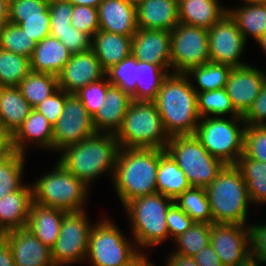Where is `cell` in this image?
<instances>
[{
  "label": "cell",
  "mask_w": 266,
  "mask_h": 266,
  "mask_svg": "<svg viewBox=\"0 0 266 266\" xmlns=\"http://www.w3.org/2000/svg\"><path fill=\"white\" fill-rule=\"evenodd\" d=\"M210 62L241 67L238 58L245 45V38L229 13L208 30Z\"/></svg>",
  "instance_id": "obj_14"
},
{
  "label": "cell",
  "mask_w": 266,
  "mask_h": 266,
  "mask_svg": "<svg viewBox=\"0 0 266 266\" xmlns=\"http://www.w3.org/2000/svg\"><path fill=\"white\" fill-rule=\"evenodd\" d=\"M168 266H198L193 257H186L180 254H171Z\"/></svg>",
  "instance_id": "obj_56"
},
{
  "label": "cell",
  "mask_w": 266,
  "mask_h": 266,
  "mask_svg": "<svg viewBox=\"0 0 266 266\" xmlns=\"http://www.w3.org/2000/svg\"><path fill=\"white\" fill-rule=\"evenodd\" d=\"M148 259L144 258L140 263H138L136 266H152L151 263L147 261Z\"/></svg>",
  "instance_id": "obj_63"
},
{
  "label": "cell",
  "mask_w": 266,
  "mask_h": 266,
  "mask_svg": "<svg viewBox=\"0 0 266 266\" xmlns=\"http://www.w3.org/2000/svg\"><path fill=\"white\" fill-rule=\"evenodd\" d=\"M174 203L194 222L213 223L205 188L190 187L174 199Z\"/></svg>",
  "instance_id": "obj_34"
},
{
  "label": "cell",
  "mask_w": 266,
  "mask_h": 266,
  "mask_svg": "<svg viewBox=\"0 0 266 266\" xmlns=\"http://www.w3.org/2000/svg\"><path fill=\"white\" fill-rule=\"evenodd\" d=\"M254 256L249 255L245 260H243L242 262H240L237 266H258L256 263L257 259H255Z\"/></svg>",
  "instance_id": "obj_60"
},
{
  "label": "cell",
  "mask_w": 266,
  "mask_h": 266,
  "mask_svg": "<svg viewBox=\"0 0 266 266\" xmlns=\"http://www.w3.org/2000/svg\"><path fill=\"white\" fill-rule=\"evenodd\" d=\"M136 64L137 59L131 54L108 69L105 72V77L109 76L108 82L111 85L121 88L131 96L135 92L137 85Z\"/></svg>",
  "instance_id": "obj_42"
},
{
  "label": "cell",
  "mask_w": 266,
  "mask_h": 266,
  "mask_svg": "<svg viewBox=\"0 0 266 266\" xmlns=\"http://www.w3.org/2000/svg\"><path fill=\"white\" fill-rule=\"evenodd\" d=\"M23 155L13 151L7 158L0 161V200L8 193L17 191L23 186L20 184Z\"/></svg>",
  "instance_id": "obj_41"
},
{
  "label": "cell",
  "mask_w": 266,
  "mask_h": 266,
  "mask_svg": "<svg viewBox=\"0 0 266 266\" xmlns=\"http://www.w3.org/2000/svg\"><path fill=\"white\" fill-rule=\"evenodd\" d=\"M242 118L243 123L245 121L247 125H266L265 122L263 123V119L266 118V80L259 95Z\"/></svg>",
  "instance_id": "obj_52"
},
{
  "label": "cell",
  "mask_w": 266,
  "mask_h": 266,
  "mask_svg": "<svg viewBox=\"0 0 266 266\" xmlns=\"http://www.w3.org/2000/svg\"><path fill=\"white\" fill-rule=\"evenodd\" d=\"M72 53L55 37L38 42L30 59L31 71L58 76Z\"/></svg>",
  "instance_id": "obj_24"
},
{
  "label": "cell",
  "mask_w": 266,
  "mask_h": 266,
  "mask_svg": "<svg viewBox=\"0 0 266 266\" xmlns=\"http://www.w3.org/2000/svg\"><path fill=\"white\" fill-rule=\"evenodd\" d=\"M33 202V188L22 186L0 200V231L26 228Z\"/></svg>",
  "instance_id": "obj_22"
},
{
  "label": "cell",
  "mask_w": 266,
  "mask_h": 266,
  "mask_svg": "<svg viewBox=\"0 0 266 266\" xmlns=\"http://www.w3.org/2000/svg\"><path fill=\"white\" fill-rule=\"evenodd\" d=\"M96 133L92 116L75 93H66L62 114L53 125V149L81 142Z\"/></svg>",
  "instance_id": "obj_12"
},
{
  "label": "cell",
  "mask_w": 266,
  "mask_h": 266,
  "mask_svg": "<svg viewBox=\"0 0 266 266\" xmlns=\"http://www.w3.org/2000/svg\"><path fill=\"white\" fill-rule=\"evenodd\" d=\"M165 150L185 173L191 187H208L225 166L194 134L170 137Z\"/></svg>",
  "instance_id": "obj_6"
},
{
  "label": "cell",
  "mask_w": 266,
  "mask_h": 266,
  "mask_svg": "<svg viewBox=\"0 0 266 266\" xmlns=\"http://www.w3.org/2000/svg\"><path fill=\"white\" fill-rule=\"evenodd\" d=\"M245 129L240 130L235 121L207 116L194 135L212 156L225 165H234L244 151Z\"/></svg>",
  "instance_id": "obj_10"
},
{
  "label": "cell",
  "mask_w": 266,
  "mask_h": 266,
  "mask_svg": "<svg viewBox=\"0 0 266 266\" xmlns=\"http://www.w3.org/2000/svg\"><path fill=\"white\" fill-rule=\"evenodd\" d=\"M173 203L174 199L157 192L134 198L124 205L133 220L137 243L153 246L169 236L166 216Z\"/></svg>",
  "instance_id": "obj_7"
},
{
  "label": "cell",
  "mask_w": 266,
  "mask_h": 266,
  "mask_svg": "<svg viewBox=\"0 0 266 266\" xmlns=\"http://www.w3.org/2000/svg\"><path fill=\"white\" fill-rule=\"evenodd\" d=\"M65 99L66 92L61 88H58L33 109L42 114L52 125H54L63 112Z\"/></svg>",
  "instance_id": "obj_48"
},
{
  "label": "cell",
  "mask_w": 266,
  "mask_h": 266,
  "mask_svg": "<svg viewBox=\"0 0 266 266\" xmlns=\"http://www.w3.org/2000/svg\"><path fill=\"white\" fill-rule=\"evenodd\" d=\"M265 80L264 73L249 65L231 69L225 88L235 110L241 116L253 104Z\"/></svg>",
  "instance_id": "obj_17"
},
{
  "label": "cell",
  "mask_w": 266,
  "mask_h": 266,
  "mask_svg": "<svg viewBox=\"0 0 266 266\" xmlns=\"http://www.w3.org/2000/svg\"><path fill=\"white\" fill-rule=\"evenodd\" d=\"M171 66L175 73L210 62L208 30L178 23L170 32Z\"/></svg>",
  "instance_id": "obj_11"
},
{
  "label": "cell",
  "mask_w": 266,
  "mask_h": 266,
  "mask_svg": "<svg viewBox=\"0 0 266 266\" xmlns=\"http://www.w3.org/2000/svg\"><path fill=\"white\" fill-rule=\"evenodd\" d=\"M234 19L243 37L247 38V33L253 35L258 40L266 33V2L246 5L234 12L228 11Z\"/></svg>",
  "instance_id": "obj_35"
},
{
  "label": "cell",
  "mask_w": 266,
  "mask_h": 266,
  "mask_svg": "<svg viewBox=\"0 0 266 266\" xmlns=\"http://www.w3.org/2000/svg\"><path fill=\"white\" fill-rule=\"evenodd\" d=\"M103 76L105 71L90 48L71 55L58 75V87L66 93H76L88 84L102 80Z\"/></svg>",
  "instance_id": "obj_16"
},
{
  "label": "cell",
  "mask_w": 266,
  "mask_h": 266,
  "mask_svg": "<svg viewBox=\"0 0 266 266\" xmlns=\"http://www.w3.org/2000/svg\"><path fill=\"white\" fill-rule=\"evenodd\" d=\"M129 245L115 225L104 221L91 227L87 254L93 266H136L145 257Z\"/></svg>",
  "instance_id": "obj_9"
},
{
  "label": "cell",
  "mask_w": 266,
  "mask_h": 266,
  "mask_svg": "<svg viewBox=\"0 0 266 266\" xmlns=\"http://www.w3.org/2000/svg\"><path fill=\"white\" fill-rule=\"evenodd\" d=\"M98 17L102 31L133 37L138 30L136 6L124 0H103Z\"/></svg>",
  "instance_id": "obj_20"
},
{
  "label": "cell",
  "mask_w": 266,
  "mask_h": 266,
  "mask_svg": "<svg viewBox=\"0 0 266 266\" xmlns=\"http://www.w3.org/2000/svg\"><path fill=\"white\" fill-rule=\"evenodd\" d=\"M55 169L54 172L36 181L33 187V202L66 212L83 211L81 205L86 197L87 185L60 163Z\"/></svg>",
  "instance_id": "obj_8"
},
{
  "label": "cell",
  "mask_w": 266,
  "mask_h": 266,
  "mask_svg": "<svg viewBox=\"0 0 266 266\" xmlns=\"http://www.w3.org/2000/svg\"><path fill=\"white\" fill-rule=\"evenodd\" d=\"M9 0H0V28L9 21Z\"/></svg>",
  "instance_id": "obj_58"
},
{
  "label": "cell",
  "mask_w": 266,
  "mask_h": 266,
  "mask_svg": "<svg viewBox=\"0 0 266 266\" xmlns=\"http://www.w3.org/2000/svg\"><path fill=\"white\" fill-rule=\"evenodd\" d=\"M86 220L83 211L67 212L64 215L59 235L51 249L55 266L73 263L85 257L91 230Z\"/></svg>",
  "instance_id": "obj_13"
},
{
  "label": "cell",
  "mask_w": 266,
  "mask_h": 266,
  "mask_svg": "<svg viewBox=\"0 0 266 266\" xmlns=\"http://www.w3.org/2000/svg\"><path fill=\"white\" fill-rule=\"evenodd\" d=\"M32 109L17 86L0 87V127L11 136Z\"/></svg>",
  "instance_id": "obj_26"
},
{
  "label": "cell",
  "mask_w": 266,
  "mask_h": 266,
  "mask_svg": "<svg viewBox=\"0 0 266 266\" xmlns=\"http://www.w3.org/2000/svg\"><path fill=\"white\" fill-rule=\"evenodd\" d=\"M191 186L185 173L174 159L166 152L159 161L157 168V192L175 199Z\"/></svg>",
  "instance_id": "obj_30"
},
{
  "label": "cell",
  "mask_w": 266,
  "mask_h": 266,
  "mask_svg": "<svg viewBox=\"0 0 266 266\" xmlns=\"http://www.w3.org/2000/svg\"><path fill=\"white\" fill-rule=\"evenodd\" d=\"M25 138L28 140L37 139L41 145L53 149V125L42 114L32 109L23 124L12 135L13 151L24 153L22 143H24Z\"/></svg>",
  "instance_id": "obj_29"
},
{
  "label": "cell",
  "mask_w": 266,
  "mask_h": 266,
  "mask_svg": "<svg viewBox=\"0 0 266 266\" xmlns=\"http://www.w3.org/2000/svg\"><path fill=\"white\" fill-rule=\"evenodd\" d=\"M243 228L240 224H211L210 244L223 266H237L250 255L249 249L246 248L247 240H250L249 228L245 231Z\"/></svg>",
  "instance_id": "obj_15"
},
{
  "label": "cell",
  "mask_w": 266,
  "mask_h": 266,
  "mask_svg": "<svg viewBox=\"0 0 266 266\" xmlns=\"http://www.w3.org/2000/svg\"><path fill=\"white\" fill-rule=\"evenodd\" d=\"M193 258L198 266H223L222 261L211 244H208L207 247L203 248Z\"/></svg>",
  "instance_id": "obj_54"
},
{
  "label": "cell",
  "mask_w": 266,
  "mask_h": 266,
  "mask_svg": "<svg viewBox=\"0 0 266 266\" xmlns=\"http://www.w3.org/2000/svg\"><path fill=\"white\" fill-rule=\"evenodd\" d=\"M6 243L15 266H55L51 249L26 228L6 232Z\"/></svg>",
  "instance_id": "obj_19"
},
{
  "label": "cell",
  "mask_w": 266,
  "mask_h": 266,
  "mask_svg": "<svg viewBox=\"0 0 266 266\" xmlns=\"http://www.w3.org/2000/svg\"><path fill=\"white\" fill-rule=\"evenodd\" d=\"M162 69L164 70V68L160 65H154L146 61L137 60V85L135 92L131 95L132 100L154 101L156 99L162 81L167 76L164 72L161 71ZM148 78H151L152 80L149 79L148 81L150 82H146Z\"/></svg>",
  "instance_id": "obj_32"
},
{
  "label": "cell",
  "mask_w": 266,
  "mask_h": 266,
  "mask_svg": "<svg viewBox=\"0 0 266 266\" xmlns=\"http://www.w3.org/2000/svg\"><path fill=\"white\" fill-rule=\"evenodd\" d=\"M179 23L209 30L224 15L217 0H183L179 5Z\"/></svg>",
  "instance_id": "obj_28"
},
{
  "label": "cell",
  "mask_w": 266,
  "mask_h": 266,
  "mask_svg": "<svg viewBox=\"0 0 266 266\" xmlns=\"http://www.w3.org/2000/svg\"><path fill=\"white\" fill-rule=\"evenodd\" d=\"M74 5L67 0H49L50 33L70 30Z\"/></svg>",
  "instance_id": "obj_46"
},
{
  "label": "cell",
  "mask_w": 266,
  "mask_h": 266,
  "mask_svg": "<svg viewBox=\"0 0 266 266\" xmlns=\"http://www.w3.org/2000/svg\"><path fill=\"white\" fill-rule=\"evenodd\" d=\"M171 1H173L179 5L183 0H171Z\"/></svg>",
  "instance_id": "obj_66"
},
{
  "label": "cell",
  "mask_w": 266,
  "mask_h": 266,
  "mask_svg": "<svg viewBox=\"0 0 266 266\" xmlns=\"http://www.w3.org/2000/svg\"><path fill=\"white\" fill-rule=\"evenodd\" d=\"M99 133L64 147L66 151L58 162L86 185L111 165L115 169L119 143L113 133Z\"/></svg>",
  "instance_id": "obj_3"
},
{
  "label": "cell",
  "mask_w": 266,
  "mask_h": 266,
  "mask_svg": "<svg viewBox=\"0 0 266 266\" xmlns=\"http://www.w3.org/2000/svg\"><path fill=\"white\" fill-rule=\"evenodd\" d=\"M247 185L250 201H266V163L252 160L243 154L234 164Z\"/></svg>",
  "instance_id": "obj_31"
},
{
  "label": "cell",
  "mask_w": 266,
  "mask_h": 266,
  "mask_svg": "<svg viewBox=\"0 0 266 266\" xmlns=\"http://www.w3.org/2000/svg\"><path fill=\"white\" fill-rule=\"evenodd\" d=\"M6 242V233L0 231V247Z\"/></svg>",
  "instance_id": "obj_62"
},
{
  "label": "cell",
  "mask_w": 266,
  "mask_h": 266,
  "mask_svg": "<svg viewBox=\"0 0 266 266\" xmlns=\"http://www.w3.org/2000/svg\"><path fill=\"white\" fill-rule=\"evenodd\" d=\"M71 25L93 36L99 30L98 8L76 5L72 11Z\"/></svg>",
  "instance_id": "obj_47"
},
{
  "label": "cell",
  "mask_w": 266,
  "mask_h": 266,
  "mask_svg": "<svg viewBox=\"0 0 266 266\" xmlns=\"http://www.w3.org/2000/svg\"><path fill=\"white\" fill-rule=\"evenodd\" d=\"M66 213V211L59 208L45 207L32 202L26 229L34 234L44 245L52 249Z\"/></svg>",
  "instance_id": "obj_23"
},
{
  "label": "cell",
  "mask_w": 266,
  "mask_h": 266,
  "mask_svg": "<svg viewBox=\"0 0 266 266\" xmlns=\"http://www.w3.org/2000/svg\"><path fill=\"white\" fill-rule=\"evenodd\" d=\"M247 126L244 133L243 155L266 163V125Z\"/></svg>",
  "instance_id": "obj_43"
},
{
  "label": "cell",
  "mask_w": 266,
  "mask_h": 266,
  "mask_svg": "<svg viewBox=\"0 0 266 266\" xmlns=\"http://www.w3.org/2000/svg\"><path fill=\"white\" fill-rule=\"evenodd\" d=\"M137 26L142 29H172L179 23L178 4L171 0H143L136 6Z\"/></svg>",
  "instance_id": "obj_21"
},
{
  "label": "cell",
  "mask_w": 266,
  "mask_h": 266,
  "mask_svg": "<svg viewBox=\"0 0 266 266\" xmlns=\"http://www.w3.org/2000/svg\"><path fill=\"white\" fill-rule=\"evenodd\" d=\"M67 1L74 6L82 5V6H91L94 8H98L103 0H67Z\"/></svg>",
  "instance_id": "obj_59"
},
{
  "label": "cell",
  "mask_w": 266,
  "mask_h": 266,
  "mask_svg": "<svg viewBox=\"0 0 266 266\" xmlns=\"http://www.w3.org/2000/svg\"><path fill=\"white\" fill-rule=\"evenodd\" d=\"M30 72V58L0 48V87L18 86Z\"/></svg>",
  "instance_id": "obj_36"
},
{
  "label": "cell",
  "mask_w": 266,
  "mask_h": 266,
  "mask_svg": "<svg viewBox=\"0 0 266 266\" xmlns=\"http://www.w3.org/2000/svg\"><path fill=\"white\" fill-rule=\"evenodd\" d=\"M93 40L92 50L105 72L131 55L132 37L98 30Z\"/></svg>",
  "instance_id": "obj_25"
},
{
  "label": "cell",
  "mask_w": 266,
  "mask_h": 266,
  "mask_svg": "<svg viewBox=\"0 0 266 266\" xmlns=\"http://www.w3.org/2000/svg\"><path fill=\"white\" fill-rule=\"evenodd\" d=\"M232 67L226 64L208 62L191 68L186 75L194 73V76L202 91L207 92L226 87L227 78Z\"/></svg>",
  "instance_id": "obj_39"
},
{
  "label": "cell",
  "mask_w": 266,
  "mask_h": 266,
  "mask_svg": "<svg viewBox=\"0 0 266 266\" xmlns=\"http://www.w3.org/2000/svg\"><path fill=\"white\" fill-rule=\"evenodd\" d=\"M154 102L169 138L195 134L200 118L197 112V90L188 82L185 74L167 75Z\"/></svg>",
  "instance_id": "obj_1"
},
{
  "label": "cell",
  "mask_w": 266,
  "mask_h": 266,
  "mask_svg": "<svg viewBox=\"0 0 266 266\" xmlns=\"http://www.w3.org/2000/svg\"><path fill=\"white\" fill-rule=\"evenodd\" d=\"M210 228L211 224L194 222L182 235L175 238L180 248L175 253L186 257L198 254L210 244Z\"/></svg>",
  "instance_id": "obj_40"
},
{
  "label": "cell",
  "mask_w": 266,
  "mask_h": 266,
  "mask_svg": "<svg viewBox=\"0 0 266 266\" xmlns=\"http://www.w3.org/2000/svg\"><path fill=\"white\" fill-rule=\"evenodd\" d=\"M124 1H126V2H128V3H131V4H133V5H135V6H137L139 3H141L143 0H124Z\"/></svg>",
  "instance_id": "obj_65"
},
{
  "label": "cell",
  "mask_w": 266,
  "mask_h": 266,
  "mask_svg": "<svg viewBox=\"0 0 266 266\" xmlns=\"http://www.w3.org/2000/svg\"><path fill=\"white\" fill-rule=\"evenodd\" d=\"M197 112L200 118L202 116L207 117V113L214 115L231 113L235 121L243 120L242 116L235 110L226 88L207 92L197 91Z\"/></svg>",
  "instance_id": "obj_37"
},
{
  "label": "cell",
  "mask_w": 266,
  "mask_h": 266,
  "mask_svg": "<svg viewBox=\"0 0 266 266\" xmlns=\"http://www.w3.org/2000/svg\"><path fill=\"white\" fill-rule=\"evenodd\" d=\"M257 42L261 45V47L265 50L266 52V33L260 37Z\"/></svg>",
  "instance_id": "obj_61"
},
{
  "label": "cell",
  "mask_w": 266,
  "mask_h": 266,
  "mask_svg": "<svg viewBox=\"0 0 266 266\" xmlns=\"http://www.w3.org/2000/svg\"><path fill=\"white\" fill-rule=\"evenodd\" d=\"M166 221L169 235H174V238L182 235L194 223V221L175 203L168 209Z\"/></svg>",
  "instance_id": "obj_51"
},
{
  "label": "cell",
  "mask_w": 266,
  "mask_h": 266,
  "mask_svg": "<svg viewBox=\"0 0 266 266\" xmlns=\"http://www.w3.org/2000/svg\"><path fill=\"white\" fill-rule=\"evenodd\" d=\"M9 22L19 25L36 43L50 36V15L49 9L41 16L33 17H8Z\"/></svg>",
  "instance_id": "obj_44"
},
{
  "label": "cell",
  "mask_w": 266,
  "mask_h": 266,
  "mask_svg": "<svg viewBox=\"0 0 266 266\" xmlns=\"http://www.w3.org/2000/svg\"><path fill=\"white\" fill-rule=\"evenodd\" d=\"M252 256L259 262H266V225L249 227Z\"/></svg>",
  "instance_id": "obj_53"
},
{
  "label": "cell",
  "mask_w": 266,
  "mask_h": 266,
  "mask_svg": "<svg viewBox=\"0 0 266 266\" xmlns=\"http://www.w3.org/2000/svg\"><path fill=\"white\" fill-rule=\"evenodd\" d=\"M163 132L155 102L132 100L120 129L114 135L120 148L166 149L169 137L163 138Z\"/></svg>",
  "instance_id": "obj_5"
},
{
  "label": "cell",
  "mask_w": 266,
  "mask_h": 266,
  "mask_svg": "<svg viewBox=\"0 0 266 266\" xmlns=\"http://www.w3.org/2000/svg\"><path fill=\"white\" fill-rule=\"evenodd\" d=\"M50 36L58 39L72 54L92 48L91 37L73 26L66 33H50Z\"/></svg>",
  "instance_id": "obj_49"
},
{
  "label": "cell",
  "mask_w": 266,
  "mask_h": 266,
  "mask_svg": "<svg viewBox=\"0 0 266 266\" xmlns=\"http://www.w3.org/2000/svg\"><path fill=\"white\" fill-rule=\"evenodd\" d=\"M132 102L131 96L121 88L111 85L105 96V105L98 109L92 117L94 128L98 133L99 128H110L114 134L120 129L123 118Z\"/></svg>",
  "instance_id": "obj_27"
},
{
  "label": "cell",
  "mask_w": 266,
  "mask_h": 266,
  "mask_svg": "<svg viewBox=\"0 0 266 266\" xmlns=\"http://www.w3.org/2000/svg\"><path fill=\"white\" fill-rule=\"evenodd\" d=\"M13 152L12 136L0 127V161Z\"/></svg>",
  "instance_id": "obj_55"
},
{
  "label": "cell",
  "mask_w": 266,
  "mask_h": 266,
  "mask_svg": "<svg viewBox=\"0 0 266 266\" xmlns=\"http://www.w3.org/2000/svg\"><path fill=\"white\" fill-rule=\"evenodd\" d=\"M49 9V0H9L8 17L41 16Z\"/></svg>",
  "instance_id": "obj_50"
},
{
  "label": "cell",
  "mask_w": 266,
  "mask_h": 266,
  "mask_svg": "<svg viewBox=\"0 0 266 266\" xmlns=\"http://www.w3.org/2000/svg\"><path fill=\"white\" fill-rule=\"evenodd\" d=\"M205 191L213 223L245 224L250 196L235 165H225Z\"/></svg>",
  "instance_id": "obj_4"
},
{
  "label": "cell",
  "mask_w": 266,
  "mask_h": 266,
  "mask_svg": "<svg viewBox=\"0 0 266 266\" xmlns=\"http://www.w3.org/2000/svg\"><path fill=\"white\" fill-rule=\"evenodd\" d=\"M126 149V150H125ZM119 149L113 172L122 203L157 193V168L165 149Z\"/></svg>",
  "instance_id": "obj_2"
},
{
  "label": "cell",
  "mask_w": 266,
  "mask_h": 266,
  "mask_svg": "<svg viewBox=\"0 0 266 266\" xmlns=\"http://www.w3.org/2000/svg\"><path fill=\"white\" fill-rule=\"evenodd\" d=\"M17 87L34 108L59 88L58 76L31 71Z\"/></svg>",
  "instance_id": "obj_33"
},
{
  "label": "cell",
  "mask_w": 266,
  "mask_h": 266,
  "mask_svg": "<svg viewBox=\"0 0 266 266\" xmlns=\"http://www.w3.org/2000/svg\"><path fill=\"white\" fill-rule=\"evenodd\" d=\"M101 81L92 82L75 93L92 117L105 105V96L111 86L108 81L106 83Z\"/></svg>",
  "instance_id": "obj_45"
},
{
  "label": "cell",
  "mask_w": 266,
  "mask_h": 266,
  "mask_svg": "<svg viewBox=\"0 0 266 266\" xmlns=\"http://www.w3.org/2000/svg\"><path fill=\"white\" fill-rule=\"evenodd\" d=\"M170 31L138 28L132 37L131 54L141 61L166 67L171 66Z\"/></svg>",
  "instance_id": "obj_18"
},
{
  "label": "cell",
  "mask_w": 266,
  "mask_h": 266,
  "mask_svg": "<svg viewBox=\"0 0 266 266\" xmlns=\"http://www.w3.org/2000/svg\"><path fill=\"white\" fill-rule=\"evenodd\" d=\"M244 1L250 4H258V3L266 2V0H244Z\"/></svg>",
  "instance_id": "obj_64"
},
{
  "label": "cell",
  "mask_w": 266,
  "mask_h": 266,
  "mask_svg": "<svg viewBox=\"0 0 266 266\" xmlns=\"http://www.w3.org/2000/svg\"><path fill=\"white\" fill-rule=\"evenodd\" d=\"M37 43L19 25L7 22L0 28V48L27 58L32 57Z\"/></svg>",
  "instance_id": "obj_38"
},
{
  "label": "cell",
  "mask_w": 266,
  "mask_h": 266,
  "mask_svg": "<svg viewBox=\"0 0 266 266\" xmlns=\"http://www.w3.org/2000/svg\"><path fill=\"white\" fill-rule=\"evenodd\" d=\"M0 266H15L13 253L6 242L0 247Z\"/></svg>",
  "instance_id": "obj_57"
}]
</instances>
